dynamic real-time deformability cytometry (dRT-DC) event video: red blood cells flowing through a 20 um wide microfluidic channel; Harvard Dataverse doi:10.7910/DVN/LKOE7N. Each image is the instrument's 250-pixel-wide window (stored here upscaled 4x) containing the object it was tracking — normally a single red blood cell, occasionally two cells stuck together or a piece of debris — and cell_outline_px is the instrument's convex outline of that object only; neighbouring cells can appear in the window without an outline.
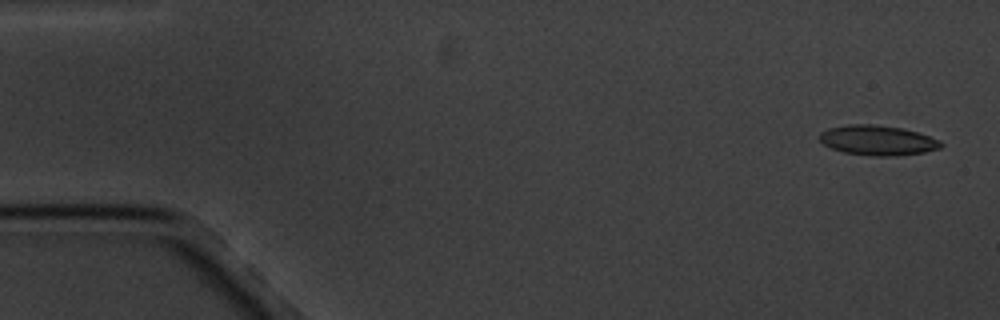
{"species": "common noctule bat (a hibernating species)", "species_latin": "Nyctalus noctula", "temperature_condition": "cold", "stored_images_in_passage": 5, "camera_frame_rate_fps": 3000, "um_per_image_px": 0.085, "animal": {"sex": "male", "body_mass_g": 20.1, "forearm_length_mm": 53.5}, "frame": {"image": 1, "passage_image": 1, "time_ms": 0.0, "image_size_px": [1000, 320], "cell_outline_px": [[944, 144], [940, 148], [924, 152], [896, 156], [876, 156], [844, 152], [832, 148], [824, 144], [820, 140], [820, 132], [828, 128], [848, 124], [872, 124], [904, 128], [940, 140]], "centroid_in_image_um": [74.61, 11.92], "position_along_channel_um": 10.4, "area_um2": 21.1}}
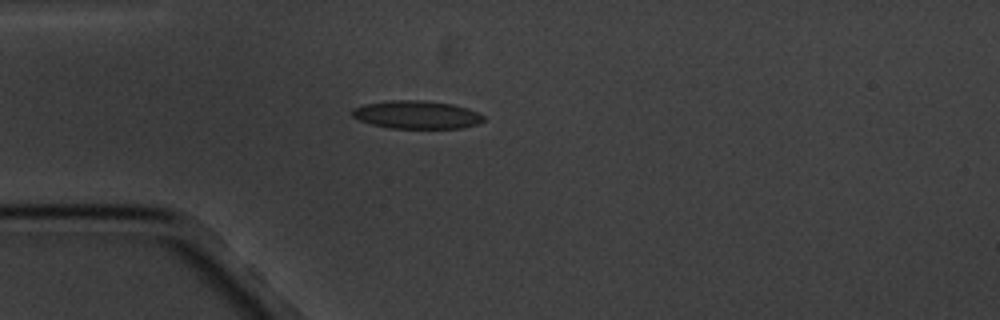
{"frame": {"image": 2, "passage_image": 5, "time_ms": 4.333, "image_size_px": [1000, 320], "cell_outline_px": [[484, 120], [476, 124], [460, 128], [392, 128], [372, 124], [360, 120], [352, 116], [352, 108], [364, 104], [388, 100], [424, 100], [452, 104], [468, 108], [484, 116]], "centroid_in_image_um": [35.4, 9.74], "position_along_channel_um": 49.6, "area_um2": 21.39}}